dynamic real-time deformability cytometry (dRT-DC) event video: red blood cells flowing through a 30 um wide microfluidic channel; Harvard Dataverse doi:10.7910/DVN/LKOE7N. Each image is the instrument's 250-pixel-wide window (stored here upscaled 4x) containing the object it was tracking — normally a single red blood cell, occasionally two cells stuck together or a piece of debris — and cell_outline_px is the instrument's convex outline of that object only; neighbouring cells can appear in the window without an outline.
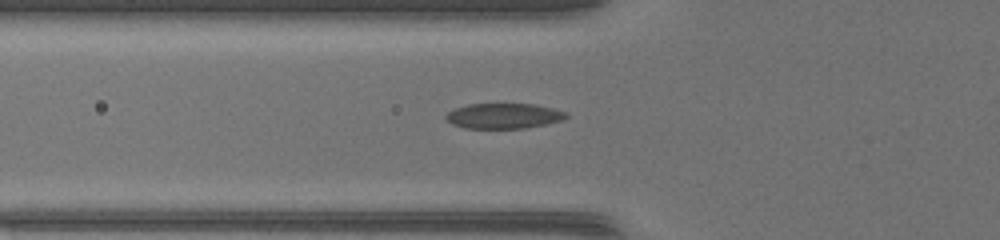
{"species": "common noctule bat (a hibernating species)", "species_latin": "Nyctalus noctula", "temperature_condition": "warm", "stored_images_in_passage": 42, "camera_frame_rate_fps": 3000, "um_per_image_px": 0.085, "animal": {"sex": "female", "body_mass_g": 17.0, "forearm_length_mm": 48.0}, "frame": {"image": 1, "passage_image": 9, "time_ms": 2.667, "image_size_px": [1000, 240], "cell_outline_px": [[568, 116], [560, 120], [544, 124], [524, 128], [464, 128], [452, 124], [444, 116], [452, 108], [468, 104], [536, 104], [552, 108], [564, 112]], "centroid_in_image_um": [42.74, 9.84], "position_along_channel_um": 83.1, "area_um2": 17.57}}
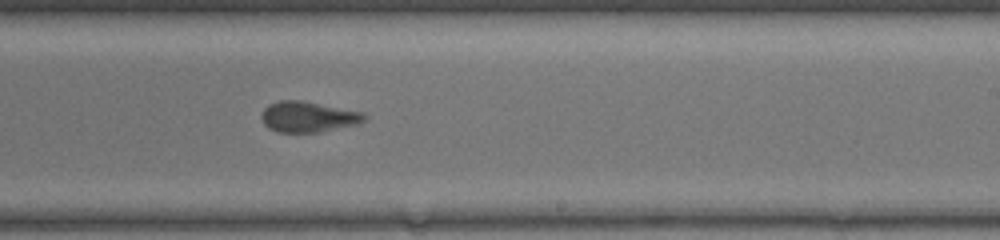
{"frame": {"image": 2, "passage_image": 22, "time_ms": 7.0, "image_size_px": [1000, 240], "cell_outline_px": [[368, 116], [364, 120], [356, 124], [320, 132], [276, 132], [268, 128], [264, 124], [260, 116], [264, 108], [268, 104], [276, 100], [300, 100], [364, 112]], "centroid_in_image_um": [26.15, 9.92], "position_along_channel_um": 262.8, "area_um2": 18.5}}
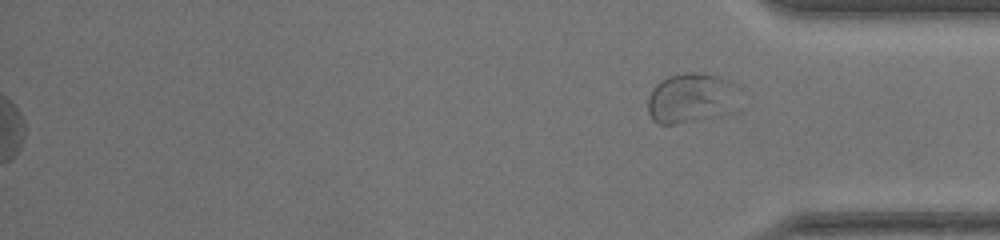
{"frame": {"image": 3, "passage_image": 42, "time_ms": 13.667, "image_size_px": [1000, 240], "cell_outline_px": [[732, 84], [728, 112], [712, 116], [672, 124], [660, 124], [652, 120], [648, 112], [648, 96], [652, 88], [660, 80], [668, 76], [688, 72], [704, 72], [720, 76], [728, 80]], "centroid_in_image_um": [58.55, 8.3], "position_along_channel_um": 376.7, "area_um2": 25.37}, "authors_computed_cell_mechanics": {"area_um2": 18.8717, "velocity_mm_per_s": 4.1403, "shape_relaxation_time_tau1_ms": 4.4797, "shape_relaxation_time_tau2_ms": 1.1819, "deformation_change_tau1": 0.1477, "deformation_change_tau2": 0.0806}}